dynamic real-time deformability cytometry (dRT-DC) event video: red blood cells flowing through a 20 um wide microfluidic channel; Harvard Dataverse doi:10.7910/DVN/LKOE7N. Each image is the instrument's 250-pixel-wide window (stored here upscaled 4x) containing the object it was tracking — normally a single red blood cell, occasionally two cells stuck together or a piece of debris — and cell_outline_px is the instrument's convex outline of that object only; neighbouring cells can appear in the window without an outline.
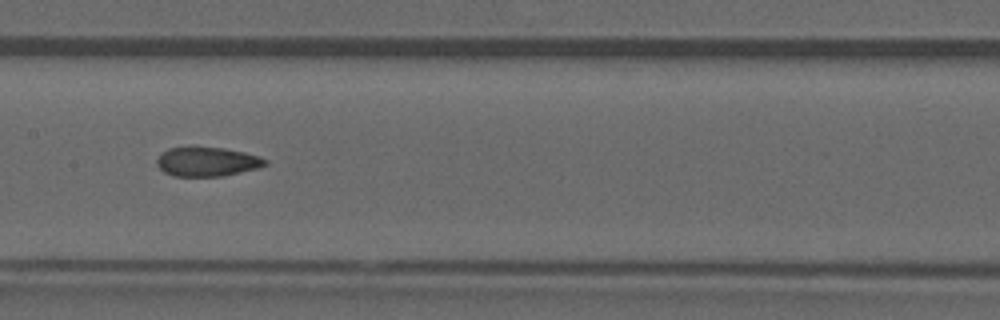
{"species": "common noctule bat (a hibernating species)", "species_latin": "Nyctalus noctula", "temperature_condition": "warm", "stored_images_in_passage": 26, "camera_frame_rate_fps": 3000, "um_per_image_px": 0.085, "animal": {"sex": "male", "forearm_length_mm": 52.5}, "frame": {"image": 1, "passage_image": 17, "time_ms": 5.333, "image_size_px": [1000, 320], "cell_outline_px": [[268, 164], [256, 168], [224, 176], [172, 176], [164, 172], [156, 164], [156, 160], [160, 152], [168, 148], [192, 144], [224, 148], [244, 152], [260, 156], [268, 160]], "centroid_in_image_um": [17.55, 13.7], "position_along_channel_um": 189.9, "area_um2": 19.19}}